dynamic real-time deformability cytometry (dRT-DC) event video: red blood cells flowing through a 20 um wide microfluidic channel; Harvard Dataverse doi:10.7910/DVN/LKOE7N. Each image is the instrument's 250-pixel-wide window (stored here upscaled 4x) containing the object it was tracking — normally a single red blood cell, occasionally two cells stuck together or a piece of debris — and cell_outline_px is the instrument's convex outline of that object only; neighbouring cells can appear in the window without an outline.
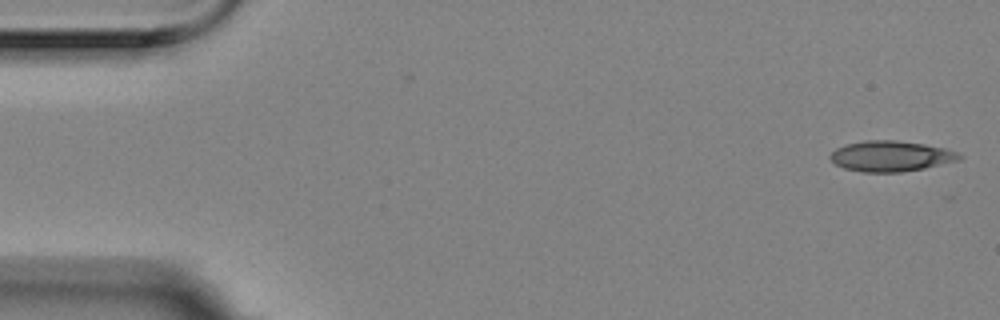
{"species": "Egyptian fruit bat (a non-hibernating species)", "species_latin": "Rousettus aegyptiacus", "temperature_condition": "room temperature", "stored_images_in_passage": 6, "camera_frame_rate_fps": 3000, "um_per_image_px": 0.085, "animal": {"sex": "female"}, "frame": {"image": 1, "passage_image": 1, "time_ms": 0.0, "image_size_px": [1000, 320], "cell_outline_px": [[964, 156], [960, 160], [924, 168], [900, 172], [864, 172], [844, 168], [836, 164], [828, 156], [836, 148], [844, 144], [864, 140], [896, 140], [924, 144], [944, 148], [956, 152]], "centroid_in_image_um": [75.71, 13.26], "position_along_channel_um": 9.3, "area_um2": 23.0}}
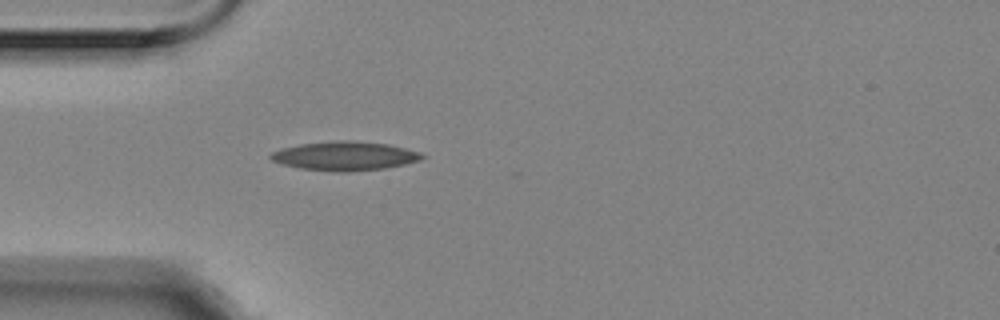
{"frame": {"image": 2, "passage_image": 5, "time_ms": 1.333, "image_size_px": [1000, 320], "cell_outline_px": [[424, 156], [420, 160], [404, 164], [384, 168], [348, 172], [332, 172], [300, 168], [284, 164], [272, 160], [268, 156], [272, 152], [284, 148], [300, 144], [340, 140], [348, 140], [388, 144], [420, 152]], "centroid_in_image_um": [29.3, 13.26], "position_along_channel_um": 55.7, "area_um2": 25.32}}